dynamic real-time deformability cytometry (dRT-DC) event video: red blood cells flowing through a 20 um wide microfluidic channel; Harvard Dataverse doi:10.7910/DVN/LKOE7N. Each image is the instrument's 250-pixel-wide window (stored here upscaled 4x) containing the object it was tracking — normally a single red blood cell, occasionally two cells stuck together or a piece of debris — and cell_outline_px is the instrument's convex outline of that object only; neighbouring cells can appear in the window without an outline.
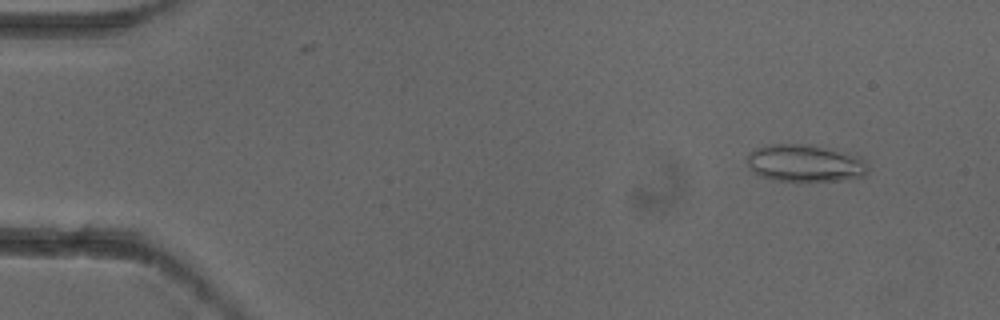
{"species": "common noctule bat (a hibernating species)", "species_latin": "Nyctalus noctula", "temperature_condition": "cold", "stored_images_in_passage": 5, "camera_frame_rate_fps": 3000, "um_per_image_px": 0.085, "animal": {"sex": "female"}, "frame": {"image": 1, "passage_image": 2, "time_ms": 0.333, "image_size_px": [1000, 320], "cell_outline_px": [[868, 172], [864, 176], [840, 180], [772, 180], [748, 168], [748, 152], [756, 148], [768, 144], [808, 144], [860, 156], [868, 164]], "centroid_in_image_um": [68.43, 13.85], "position_along_channel_um": 16.6, "area_um2": 25.95}}